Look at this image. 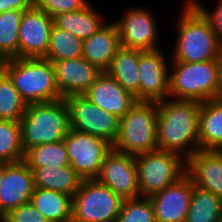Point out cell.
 <instances>
[{"mask_svg": "<svg viewBox=\"0 0 222 222\" xmlns=\"http://www.w3.org/2000/svg\"><path fill=\"white\" fill-rule=\"evenodd\" d=\"M201 102L166 98L158 102L157 146L189 159L199 150Z\"/></svg>", "mask_w": 222, "mask_h": 222, "instance_id": "obj_1", "label": "cell"}, {"mask_svg": "<svg viewBox=\"0 0 222 222\" xmlns=\"http://www.w3.org/2000/svg\"><path fill=\"white\" fill-rule=\"evenodd\" d=\"M170 60L199 63L219 59L222 44L218 41L210 20L191 1L184 0L179 10Z\"/></svg>", "mask_w": 222, "mask_h": 222, "instance_id": "obj_2", "label": "cell"}, {"mask_svg": "<svg viewBox=\"0 0 222 222\" xmlns=\"http://www.w3.org/2000/svg\"><path fill=\"white\" fill-rule=\"evenodd\" d=\"M3 71L27 105L62 99L56 84L53 64L47 59H5Z\"/></svg>", "mask_w": 222, "mask_h": 222, "instance_id": "obj_3", "label": "cell"}, {"mask_svg": "<svg viewBox=\"0 0 222 222\" xmlns=\"http://www.w3.org/2000/svg\"><path fill=\"white\" fill-rule=\"evenodd\" d=\"M24 153L40 144L63 141L69 126V110L64 99L28 104L20 121Z\"/></svg>", "mask_w": 222, "mask_h": 222, "instance_id": "obj_4", "label": "cell"}, {"mask_svg": "<svg viewBox=\"0 0 222 222\" xmlns=\"http://www.w3.org/2000/svg\"><path fill=\"white\" fill-rule=\"evenodd\" d=\"M219 59L188 63L170 60L169 98L206 102L217 99Z\"/></svg>", "mask_w": 222, "mask_h": 222, "instance_id": "obj_5", "label": "cell"}, {"mask_svg": "<svg viewBox=\"0 0 222 222\" xmlns=\"http://www.w3.org/2000/svg\"><path fill=\"white\" fill-rule=\"evenodd\" d=\"M157 121V102L136 101L119 119V133L112 148L134 156L158 150Z\"/></svg>", "mask_w": 222, "mask_h": 222, "instance_id": "obj_6", "label": "cell"}, {"mask_svg": "<svg viewBox=\"0 0 222 222\" xmlns=\"http://www.w3.org/2000/svg\"><path fill=\"white\" fill-rule=\"evenodd\" d=\"M141 197H150L187 174V159L165 150L135 156Z\"/></svg>", "mask_w": 222, "mask_h": 222, "instance_id": "obj_7", "label": "cell"}, {"mask_svg": "<svg viewBox=\"0 0 222 222\" xmlns=\"http://www.w3.org/2000/svg\"><path fill=\"white\" fill-rule=\"evenodd\" d=\"M123 201L97 179H84L73 196L72 222H115Z\"/></svg>", "mask_w": 222, "mask_h": 222, "instance_id": "obj_8", "label": "cell"}, {"mask_svg": "<svg viewBox=\"0 0 222 222\" xmlns=\"http://www.w3.org/2000/svg\"><path fill=\"white\" fill-rule=\"evenodd\" d=\"M64 100L69 110L70 128L114 144L119 133L118 117L99 108L84 95H72Z\"/></svg>", "mask_w": 222, "mask_h": 222, "instance_id": "obj_9", "label": "cell"}, {"mask_svg": "<svg viewBox=\"0 0 222 222\" xmlns=\"http://www.w3.org/2000/svg\"><path fill=\"white\" fill-rule=\"evenodd\" d=\"M120 17L113 21L117 25L122 47L141 51H154L163 47L159 40L158 20L148 7H127Z\"/></svg>", "mask_w": 222, "mask_h": 222, "instance_id": "obj_10", "label": "cell"}, {"mask_svg": "<svg viewBox=\"0 0 222 222\" xmlns=\"http://www.w3.org/2000/svg\"><path fill=\"white\" fill-rule=\"evenodd\" d=\"M69 165L84 179H96L112 145L91 134L70 128L64 138Z\"/></svg>", "mask_w": 222, "mask_h": 222, "instance_id": "obj_11", "label": "cell"}, {"mask_svg": "<svg viewBox=\"0 0 222 222\" xmlns=\"http://www.w3.org/2000/svg\"><path fill=\"white\" fill-rule=\"evenodd\" d=\"M163 49L139 54V101L158 103L169 98L170 60Z\"/></svg>", "mask_w": 222, "mask_h": 222, "instance_id": "obj_12", "label": "cell"}, {"mask_svg": "<svg viewBox=\"0 0 222 222\" xmlns=\"http://www.w3.org/2000/svg\"><path fill=\"white\" fill-rule=\"evenodd\" d=\"M96 179L123 199L141 197L134 155L112 148L107 153Z\"/></svg>", "mask_w": 222, "mask_h": 222, "instance_id": "obj_13", "label": "cell"}, {"mask_svg": "<svg viewBox=\"0 0 222 222\" xmlns=\"http://www.w3.org/2000/svg\"><path fill=\"white\" fill-rule=\"evenodd\" d=\"M53 28V17L35 8L23 11L19 26L18 58H44Z\"/></svg>", "mask_w": 222, "mask_h": 222, "instance_id": "obj_14", "label": "cell"}, {"mask_svg": "<svg viewBox=\"0 0 222 222\" xmlns=\"http://www.w3.org/2000/svg\"><path fill=\"white\" fill-rule=\"evenodd\" d=\"M34 189L33 171L23 160L4 163V177L0 186V219L9 211L29 202Z\"/></svg>", "mask_w": 222, "mask_h": 222, "instance_id": "obj_15", "label": "cell"}, {"mask_svg": "<svg viewBox=\"0 0 222 222\" xmlns=\"http://www.w3.org/2000/svg\"><path fill=\"white\" fill-rule=\"evenodd\" d=\"M193 192V182L186 174L177 182L149 197L156 222H185Z\"/></svg>", "mask_w": 222, "mask_h": 222, "instance_id": "obj_16", "label": "cell"}, {"mask_svg": "<svg viewBox=\"0 0 222 222\" xmlns=\"http://www.w3.org/2000/svg\"><path fill=\"white\" fill-rule=\"evenodd\" d=\"M62 99L84 95L102 71L83 57L52 62Z\"/></svg>", "mask_w": 222, "mask_h": 222, "instance_id": "obj_17", "label": "cell"}, {"mask_svg": "<svg viewBox=\"0 0 222 222\" xmlns=\"http://www.w3.org/2000/svg\"><path fill=\"white\" fill-rule=\"evenodd\" d=\"M93 104L121 119L136 103L113 77L103 71L84 94Z\"/></svg>", "mask_w": 222, "mask_h": 222, "instance_id": "obj_18", "label": "cell"}, {"mask_svg": "<svg viewBox=\"0 0 222 222\" xmlns=\"http://www.w3.org/2000/svg\"><path fill=\"white\" fill-rule=\"evenodd\" d=\"M187 174L193 185L222 198V151H196L187 160Z\"/></svg>", "mask_w": 222, "mask_h": 222, "instance_id": "obj_19", "label": "cell"}, {"mask_svg": "<svg viewBox=\"0 0 222 222\" xmlns=\"http://www.w3.org/2000/svg\"><path fill=\"white\" fill-rule=\"evenodd\" d=\"M121 47L117 25L114 21L106 22L90 38L83 40L82 57L97 66L102 72L106 71Z\"/></svg>", "mask_w": 222, "mask_h": 222, "instance_id": "obj_20", "label": "cell"}, {"mask_svg": "<svg viewBox=\"0 0 222 222\" xmlns=\"http://www.w3.org/2000/svg\"><path fill=\"white\" fill-rule=\"evenodd\" d=\"M108 20L105 14L100 13L91 3L76 11L58 14L53 17V24L63 30H67L82 40L90 38Z\"/></svg>", "mask_w": 222, "mask_h": 222, "instance_id": "obj_21", "label": "cell"}, {"mask_svg": "<svg viewBox=\"0 0 222 222\" xmlns=\"http://www.w3.org/2000/svg\"><path fill=\"white\" fill-rule=\"evenodd\" d=\"M198 138L199 149L222 150V100L201 102Z\"/></svg>", "mask_w": 222, "mask_h": 222, "instance_id": "obj_22", "label": "cell"}, {"mask_svg": "<svg viewBox=\"0 0 222 222\" xmlns=\"http://www.w3.org/2000/svg\"><path fill=\"white\" fill-rule=\"evenodd\" d=\"M141 50L120 47L106 72L139 101V54Z\"/></svg>", "mask_w": 222, "mask_h": 222, "instance_id": "obj_23", "label": "cell"}, {"mask_svg": "<svg viewBox=\"0 0 222 222\" xmlns=\"http://www.w3.org/2000/svg\"><path fill=\"white\" fill-rule=\"evenodd\" d=\"M29 202L49 222H72L73 197L68 194L35 188Z\"/></svg>", "mask_w": 222, "mask_h": 222, "instance_id": "obj_24", "label": "cell"}, {"mask_svg": "<svg viewBox=\"0 0 222 222\" xmlns=\"http://www.w3.org/2000/svg\"><path fill=\"white\" fill-rule=\"evenodd\" d=\"M30 169L34 174L35 188L54 190L72 197L83 180L70 165L60 168L42 167Z\"/></svg>", "mask_w": 222, "mask_h": 222, "instance_id": "obj_25", "label": "cell"}, {"mask_svg": "<svg viewBox=\"0 0 222 222\" xmlns=\"http://www.w3.org/2000/svg\"><path fill=\"white\" fill-rule=\"evenodd\" d=\"M222 218V198L193 185L185 222H219Z\"/></svg>", "mask_w": 222, "mask_h": 222, "instance_id": "obj_26", "label": "cell"}, {"mask_svg": "<svg viewBox=\"0 0 222 222\" xmlns=\"http://www.w3.org/2000/svg\"><path fill=\"white\" fill-rule=\"evenodd\" d=\"M83 55V40L67 30L56 27L53 28L50 35V41L46 56L51 62L76 59Z\"/></svg>", "mask_w": 222, "mask_h": 222, "instance_id": "obj_27", "label": "cell"}, {"mask_svg": "<svg viewBox=\"0 0 222 222\" xmlns=\"http://www.w3.org/2000/svg\"><path fill=\"white\" fill-rule=\"evenodd\" d=\"M23 161L29 168H60L69 165L64 140L28 149L24 153Z\"/></svg>", "mask_w": 222, "mask_h": 222, "instance_id": "obj_28", "label": "cell"}, {"mask_svg": "<svg viewBox=\"0 0 222 222\" xmlns=\"http://www.w3.org/2000/svg\"><path fill=\"white\" fill-rule=\"evenodd\" d=\"M23 11L0 13V55L5 59L18 58L19 26Z\"/></svg>", "mask_w": 222, "mask_h": 222, "instance_id": "obj_29", "label": "cell"}, {"mask_svg": "<svg viewBox=\"0 0 222 222\" xmlns=\"http://www.w3.org/2000/svg\"><path fill=\"white\" fill-rule=\"evenodd\" d=\"M27 104L13 85L9 76L0 73V120L20 122Z\"/></svg>", "mask_w": 222, "mask_h": 222, "instance_id": "obj_30", "label": "cell"}, {"mask_svg": "<svg viewBox=\"0 0 222 222\" xmlns=\"http://www.w3.org/2000/svg\"><path fill=\"white\" fill-rule=\"evenodd\" d=\"M23 159L20 122L0 120V162L16 163Z\"/></svg>", "mask_w": 222, "mask_h": 222, "instance_id": "obj_31", "label": "cell"}, {"mask_svg": "<svg viewBox=\"0 0 222 222\" xmlns=\"http://www.w3.org/2000/svg\"><path fill=\"white\" fill-rule=\"evenodd\" d=\"M115 222H156L151 200L148 197L124 199Z\"/></svg>", "mask_w": 222, "mask_h": 222, "instance_id": "obj_32", "label": "cell"}, {"mask_svg": "<svg viewBox=\"0 0 222 222\" xmlns=\"http://www.w3.org/2000/svg\"><path fill=\"white\" fill-rule=\"evenodd\" d=\"M89 4V0H34V7L46 12L51 17L81 10Z\"/></svg>", "mask_w": 222, "mask_h": 222, "instance_id": "obj_33", "label": "cell"}, {"mask_svg": "<svg viewBox=\"0 0 222 222\" xmlns=\"http://www.w3.org/2000/svg\"><path fill=\"white\" fill-rule=\"evenodd\" d=\"M0 222H49L30 202L9 211Z\"/></svg>", "mask_w": 222, "mask_h": 222, "instance_id": "obj_34", "label": "cell"}, {"mask_svg": "<svg viewBox=\"0 0 222 222\" xmlns=\"http://www.w3.org/2000/svg\"><path fill=\"white\" fill-rule=\"evenodd\" d=\"M201 11L202 13L210 20L212 28L216 33L218 41L222 44V0H213L216 3L211 9L203 5L201 0H191Z\"/></svg>", "mask_w": 222, "mask_h": 222, "instance_id": "obj_35", "label": "cell"}, {"mask_svg": "<svg viewBox=\"0 0 222 222\" xmlns=\"http://www.w3.org/2000/svg\"><path fill=\"white\" fill-rule=\"evenodd\" d=\"M34 6V0H0V13L7 10L26 11Z\"/></svg>", "mask_w": 222, "mask_h": 222, "instance_id": "obj_36", "label": "cell"}, {"mask_svg": "<svg viewBox=\"0 0 222 222\" xmlns=\"http://www.w3.org/2000/svg\"><path fill=\"white\" fill-rule=\"evenodd\" d=\"M218 93L217 99L222 100V54L219 58V66H218Z\"/></svg>", "mask_w": 222, "mask_h": 222, "instance_id": "obj_37", "label": "cell"}, {"mask_svg": "<svg viewBox=\"0 0 222 222\" xmlns=\"http://www.w3.org/2000/svg\"><path fill=\"white\" fill-rule=\"evenodd\" d=\"M4 177V163L0 162V186Z\"/></svg>", "mask_w": 222, "mask_h": 222, "instance_id": "obj_38", "label": "cell"}, {"mask_svg": "<svg viewBox=\"0 0 222 222\" xmlns=\"http://www.w3.org/2000/svg\"><path fill=\"white\" fill-rule=\"evenodd\" d=\"M5 58L0 55V73L3 71Z\"/></svg>", "mask_w": 222, "mask_h": 222, "instance_id": "obj_39", "label": "cell"}]
</instances>
